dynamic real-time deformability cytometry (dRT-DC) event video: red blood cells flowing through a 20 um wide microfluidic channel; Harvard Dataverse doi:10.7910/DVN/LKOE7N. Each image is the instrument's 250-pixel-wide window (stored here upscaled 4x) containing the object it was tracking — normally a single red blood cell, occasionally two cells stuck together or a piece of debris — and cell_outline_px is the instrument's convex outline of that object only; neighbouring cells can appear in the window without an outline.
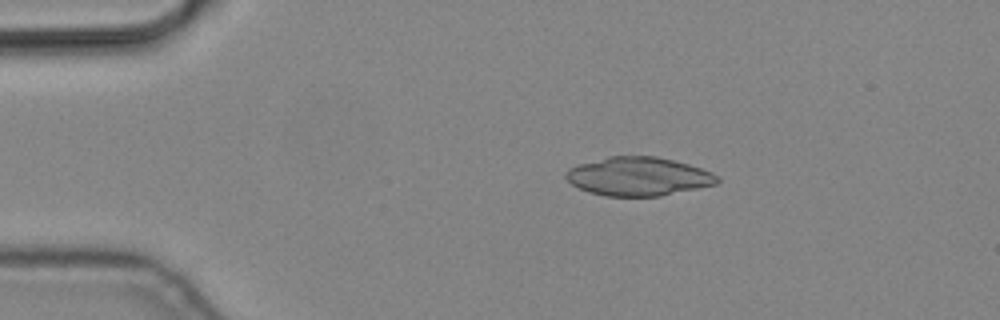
{"species": "common noctule bat (a hibernating species)", "species_latin": "Nyctalus noctula", "temperature_condition": "cold", "stored_images_in_passage": 2, "camera_frame_rate_fps": 3000, "um_per_image_px": 0.085, "animal": {"sex": "male", "body_mass_g": 19.2, "forearm_length_mm": 51.8}, "frame": {"image": 1, "passage_image": 1, "time_ms": 0.0, "image_size_px": [1000, 320], "cell_outline_px": [[720, 180], [716, 184], [660, 196], [604, 196], [588, 192], [572, 184], [564, 176], [564, 172], [568, 168], [580, 164], [608, 156], [656, 156], [688, 164], [712, 172]], "centroid_in_image_um": [54.23, 15.0], "position_along_channel_um": 30.8, "area_um2": 33.93}}